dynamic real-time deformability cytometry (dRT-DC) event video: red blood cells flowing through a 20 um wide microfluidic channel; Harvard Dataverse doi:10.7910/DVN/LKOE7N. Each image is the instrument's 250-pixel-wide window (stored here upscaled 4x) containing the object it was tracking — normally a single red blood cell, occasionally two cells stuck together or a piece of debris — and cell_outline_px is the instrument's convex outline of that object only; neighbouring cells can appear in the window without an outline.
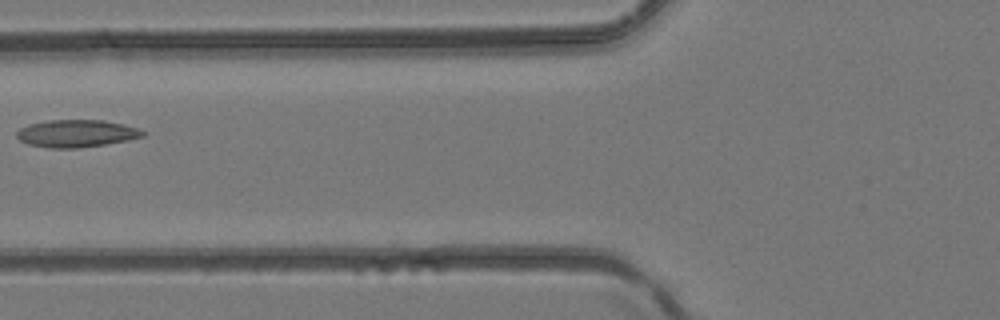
{"species": "common noctule bat (a hibernating species)", "species_latin": "Nyctalus noctula", "temperature_condition": "room temperature", "stored_images_in_passage": 3, "camera_frame_rate_fps": 3000, "um_per_image_px": 0.085, "animal": {"sex": "female", "body_mass_g": 24.6, "forearm_length_mm": 56.2}, "frame": {"image": 1, "passage_image": 3, "time_ms": 0.667, "image_size_px": [1000, 320], "cell_outline_px": [[148, 132], [144, 136], [128, 140], [80, 148], [48, 148], [28, 144], [20, 140], [16, 136], [16, 132], [20, 128], [28, 124], [48, 120], [104, 120], [124, 124]], "centroid_in_image_um": [6.49, 11.34], "position_along_channel_um": 119.3, "area_um2": 20.23}}